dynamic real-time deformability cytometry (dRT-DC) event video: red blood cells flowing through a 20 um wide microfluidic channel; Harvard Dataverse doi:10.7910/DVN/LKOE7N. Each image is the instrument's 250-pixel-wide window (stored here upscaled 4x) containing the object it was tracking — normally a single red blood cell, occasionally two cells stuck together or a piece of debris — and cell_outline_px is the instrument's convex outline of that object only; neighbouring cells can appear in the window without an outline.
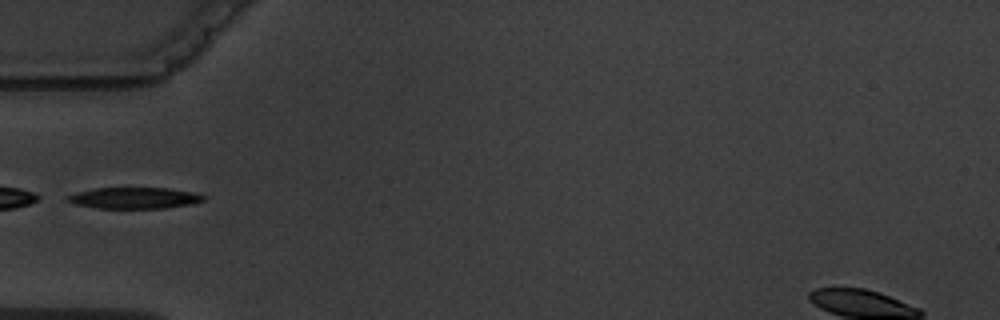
{"species": "common noctule bat (a hibernating species)", "species_latin": "Nyctalus noctula", "temperature_condition": "warm", "stored_images_in_passage": 7, "segment_of_instrument_passage": [2, 2], "camera_frame_rate_fps": 3000, "um_per_image_px": 0.085, "animal": {"sex": "male", "body_mass_g": 19.5, "forearm_length_mm": 54.6}, "frame": {"image": 1, "passage_image": 6, "time_ms": 5.667, "image_size_px": [1000, 320], "cell_outline_px": [[204, 200], [192, 204], [164, 208], [96, 208], [76, 204], [64, 200], [68, 196], [76, 192], [96, 188], [168, 188], [196, 192], [204, 196]], "centroid_in_image_um": [11.43, 16.83], "position_along_channel_um": 73.6, "area_um2": 16.82}}
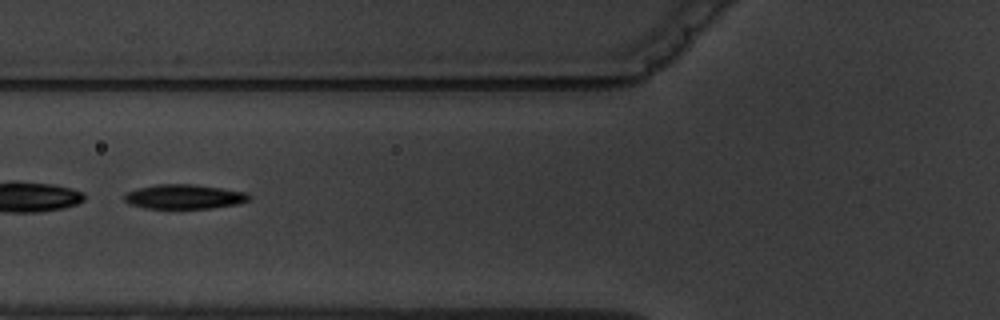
{"frame": {"image": 2, "passage_image": 7, "time_ms": 6.667, "image_size_px": [1000, 320], "cell_outline_px": [[252, 196], [248, 200], [240, 204], [212, 208], [144, 208], [128, 204], [124, 200], [124, 196], [128, 192], [140, 188], [156, 184], [196, 184], [244, 192]], "centroid_in_image_um": [15.67, 16.72], "position_along_channel_um": 110.1, "area_um2": 17.74}}